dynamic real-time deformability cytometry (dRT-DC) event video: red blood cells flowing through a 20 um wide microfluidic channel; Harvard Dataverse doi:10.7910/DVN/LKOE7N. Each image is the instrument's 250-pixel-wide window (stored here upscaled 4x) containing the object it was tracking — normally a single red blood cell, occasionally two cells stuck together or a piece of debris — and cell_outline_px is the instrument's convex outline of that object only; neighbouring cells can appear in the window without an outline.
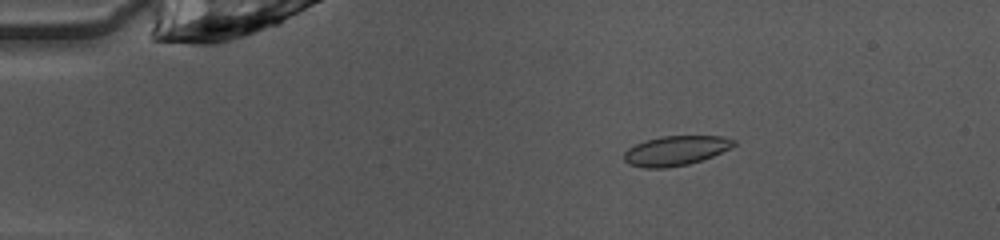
{"species": "common noctule bat (a hibernating species)", "species_latin": "Nyctalus noctula", "temperature_condition": "warm", "stored_images_in_passage": 49, "camera_frame_rate_fps": 3000, "um_per_image_px": 0.085, "animal": {"sex": "female", "body_mass_g": 10.0, "forearm_length_mm": 53.1}, "frame": {"image": 1, "passage_image": 9, "time_ms": 2.667, "image_size_px": [1000, 240], "cell_outline_px": [[736, 144], [712, 156], [688, 164], [664, 168], [644, 168], [628, 164], [624, 160], [624, 152], [628, 148], [636, 144], [660, 136], [720, 136], [736, 140]], "centroid_in_image_um": [57.4, 12.81], "position_along_channel_um": 27.6, "area_um2": 18.73}}
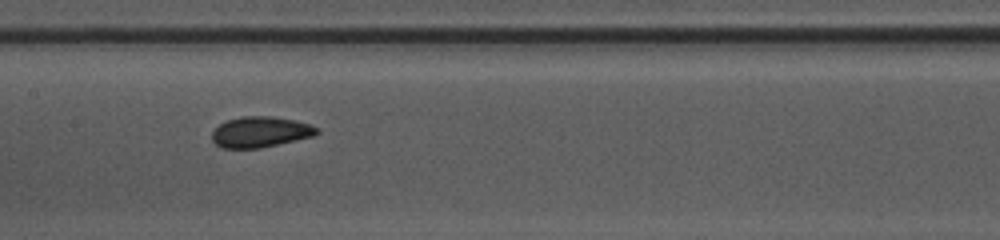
{"frame": {"image": 2, "passage_image": 25, "time_ms": 8.0, "image_size_px": [1000, 240], "cell_outline_px": [[320, 132], [312, 136], [296, 140], [260, 148], [220, 148], [212, 140], [212, 132], [220, 124], [228, 120], [240, 116], [272, 116], [296, 120], [312, 124], [320, 128]], "centroid_in_image_um": [22.16, 11.21], "position_along_channel_um": 185.2, "area_um2": 18.9}}
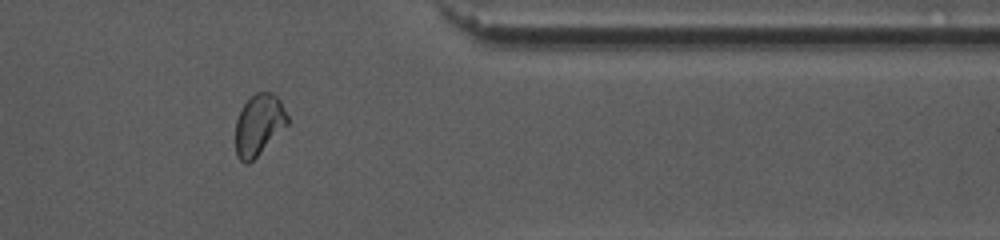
{"frame": {"image": 3, "passage_image": 41, "time_ms": 13.333, "image_size_px": [1000, 240], "cell_outline_px": [[288, 124], [248, 164], [244, 164], [236, 156], [236, 120], [244, 104], [256, 92], [272, 92], [280, 100], [288, 116]], "centroid_in_image_um": [21.99, 10.6], "position_along_channel_um": 389.4, "area_um2": 18.21}, "authors_computed_cell_mechanics": {"area_um2": 18.9006, "velocity_mm_per_s": 4.0542, "shape_relaxation_time_tau1_ms": 2.5069, "shape_relaxation_time_tau2_ms": 2.3982, "deformation_change_tau1": 0.0784, "deformation_change_tau2": 0.0438}}